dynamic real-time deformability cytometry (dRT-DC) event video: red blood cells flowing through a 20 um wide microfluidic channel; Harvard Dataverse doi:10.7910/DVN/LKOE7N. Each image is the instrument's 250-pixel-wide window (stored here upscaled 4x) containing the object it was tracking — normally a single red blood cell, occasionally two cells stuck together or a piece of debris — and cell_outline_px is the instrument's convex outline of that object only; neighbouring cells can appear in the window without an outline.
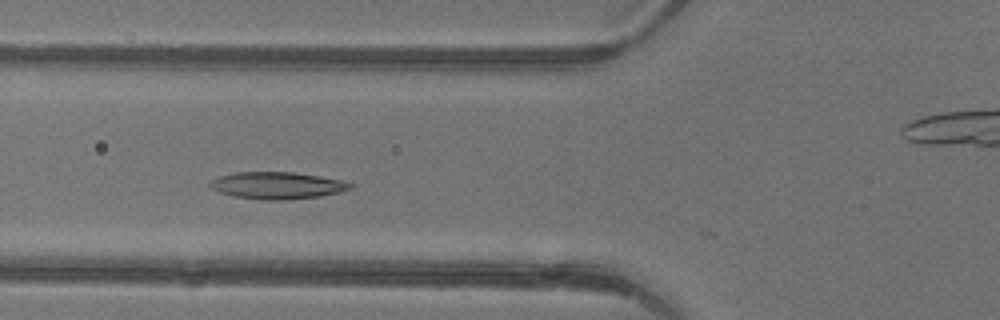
{"species": "common noctule bat (a hibernating species)", "species_latin": "Nyctalus noctula", "temperature_condition": "warm", "stored_images_in_passage": 3, "camera_frame_rate_fps": 3000, "um_per_image_px": 0.085, "animal": {"sex": "female"}, "frame": {"image": 1, "passage_image": 3, "time_ms": 0.667, "image_size_px": [1000, 320], "cell_outline_px": [[356, 184], [352, 188], [340, 192], [320, 196], [288, 200], [260, 200], [236, 196], [220, 192], [212, 188], [208, 184], [212, 180], [220, 176], [236, 172], [292, 172], [340, 180]], "centroid_in_image_um": [23.58, 15.77], "position_along_channel_um": 102.2, "area_um2": 21.91}}